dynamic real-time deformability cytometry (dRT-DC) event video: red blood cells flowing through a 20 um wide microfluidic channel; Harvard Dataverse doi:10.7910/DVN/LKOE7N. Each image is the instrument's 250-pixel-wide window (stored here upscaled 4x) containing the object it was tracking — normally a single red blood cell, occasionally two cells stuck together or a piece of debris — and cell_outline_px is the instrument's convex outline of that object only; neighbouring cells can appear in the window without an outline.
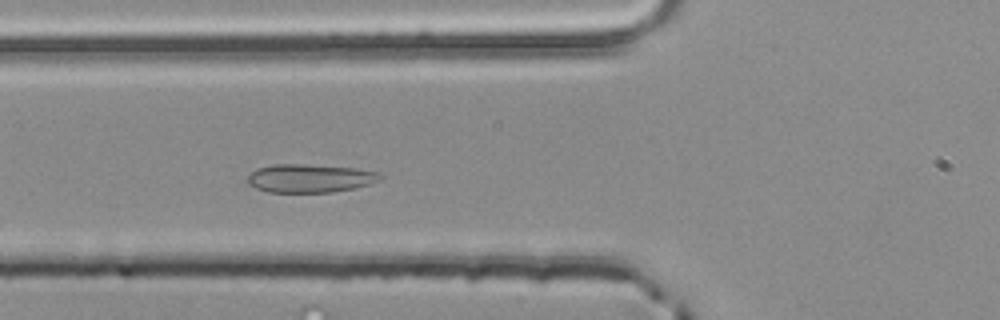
{"species": "common noctule bat (a hibernating species)", "species_latin": "Nyctalus noctula", "temperature_condition": "room temperature", "stored_images_in_passage": 40, "camera_frame_rate_fps": 3000, "um_per_image_px": 0.085, "animal": {"sex": "male", "body_mass_g": 20.4}, "frame": {"image": 1, "passage_image": 7, "time_ms": 2.0, "image_size_px": [1000, 320], "cell_outline_px": [[384, 176], [380, 180], [368, 184], [352, 188], [332, 192], [268, 192], [256, 188], [248, 184], [244, 180], [256, 168], [272, 164], [304, 164], [356, 168], [380, 172]], "centroid_in_image_um": [26.31, 15.14], "position_along_channel_um": 99.5, "area_um2": 22.08}}
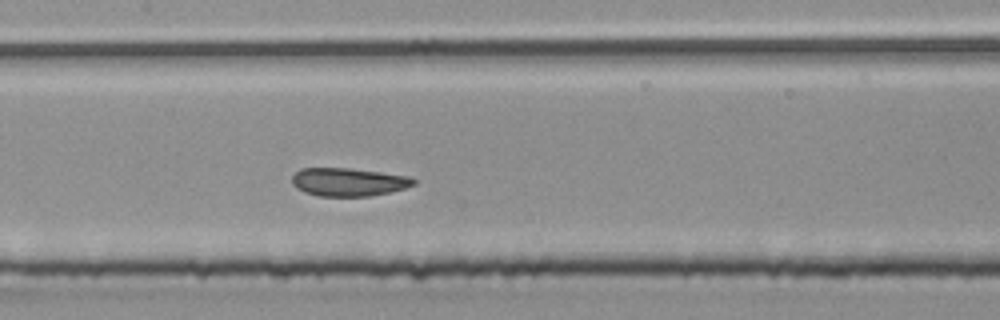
{"frame": {"image": 2, "passage_image": 13, "time_ms": 4.0, "image_size_px": [1000, 320], "cell_outline_px": [[416, 184], [392, 192], [372, 196], [316, 196], [304, 192], [296, 188], [292, 184], [292, 176], [300, 168], [348, 168], [380, 172], [408, 176], [416, 180]], "centroid_in_image_um": [29.61, 15.48], "position_along_channel_um": 177.8, "area_um2": 20.11}}
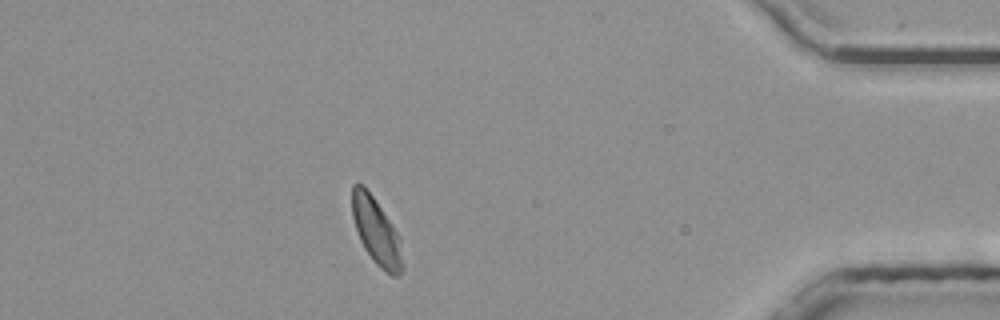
{"frame": {"image": 3, "passage_image": 34, "time_ms": 11.0, "image_size_px": [1000, 320], "cell_outline_px": [[404, 268], [400, 276], [392, 276], [380, 268], [372, 260], [364, 248], [360, 240], [352, 216], [352, 184], [364, 184], [392, 224], [400, 236], [404, 264]], "centroid_in_image_um": [32.02, 19.71], "position_along_channel_um": 403.2, "area_um2": 19.83}, "authors_computed_cell_mechanics": {"area_um2": 20.1433, "velocity_mm_per_s": 3.8914, "shape_relaxation_time_tau1_ms": 5.8133, "shape_relaxation_time_tau2_ms": 1.1383, "deformation_change_tau1": 0.0985, "deformation_change_tau2": 0.06}}